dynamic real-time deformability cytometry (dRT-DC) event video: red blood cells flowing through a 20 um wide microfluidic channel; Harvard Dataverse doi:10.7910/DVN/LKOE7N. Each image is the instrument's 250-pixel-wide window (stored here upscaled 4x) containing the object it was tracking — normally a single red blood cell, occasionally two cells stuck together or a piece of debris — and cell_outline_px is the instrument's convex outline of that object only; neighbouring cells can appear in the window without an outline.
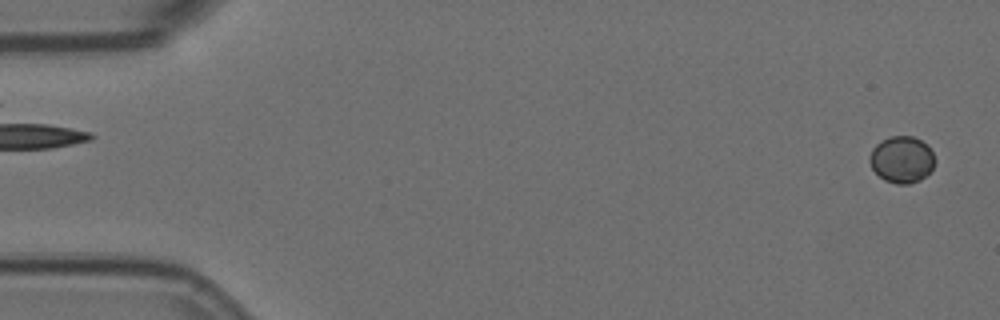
{"species": "Egyptian fruit bat (a non-hibernating species)", "species_latin": "Rousettus aegyptiacus", "temperature_condition": "room temperature", "stored_images_in_passage": 5, "segment_of_instrument_passage": [2, 2], "camera_frame_rate_fps": 3000, "um_per_image_px": 0.085, "animal": {"sex": "female"}, "frame": {"image": 1, "passage_image": 5, "time_ms": 1.333, "image_size_px": [1000, 320], "cell_outline_px": [[936, 160], [932, 168], [920, 180], [908, 184], [896, 184], [884, 180], [872, 168], [868, 160], [868, 156], [872, 148], [880, 140], [892, 136], [912, 136], [928, 144]], "centroid_in_image_um": [76.63, 13.55], "position_along_channel_um": 8.4, "area_um2": 17.86}}